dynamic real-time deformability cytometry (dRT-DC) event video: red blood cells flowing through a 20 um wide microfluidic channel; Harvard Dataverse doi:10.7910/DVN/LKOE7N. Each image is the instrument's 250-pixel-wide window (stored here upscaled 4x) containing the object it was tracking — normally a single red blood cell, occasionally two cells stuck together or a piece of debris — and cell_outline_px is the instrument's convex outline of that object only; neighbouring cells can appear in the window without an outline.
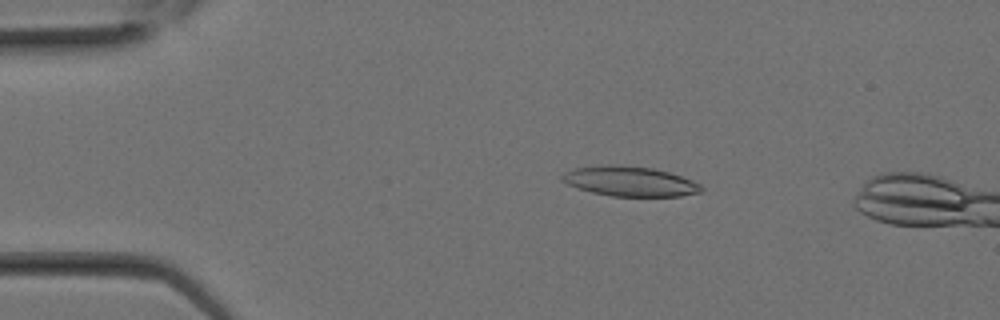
{"species": "Egyptian fruit bat (a non-hibernating species)", "species_latin": "Rousettus aegyptiacus", "temperature_condition": "room temperature", "stored_images_in_passage": 8, "camera_frame_rate_fps": 3000, "um_per_image_px": 0.085, "animal": {"sex": "female"}, "frame": {"image": 1, "passage_image": 5, "time_ms": 1.333, "image_size_px": [1000, 320], "cell_outline_px": [[704, 192], [680, 196], [612, 196], [592, 192], [576, 188], [560, 180], [560, 176], [564, 172], [576, 168], [604, 164], [620, 164], [652, 168], [668, 172], [692, 180], [700, 184], [704, 188]], "centroid_in_image_um": [53.53, 15.41], "position_along_channel_um": 31.5, "area_um2": 24.45}}